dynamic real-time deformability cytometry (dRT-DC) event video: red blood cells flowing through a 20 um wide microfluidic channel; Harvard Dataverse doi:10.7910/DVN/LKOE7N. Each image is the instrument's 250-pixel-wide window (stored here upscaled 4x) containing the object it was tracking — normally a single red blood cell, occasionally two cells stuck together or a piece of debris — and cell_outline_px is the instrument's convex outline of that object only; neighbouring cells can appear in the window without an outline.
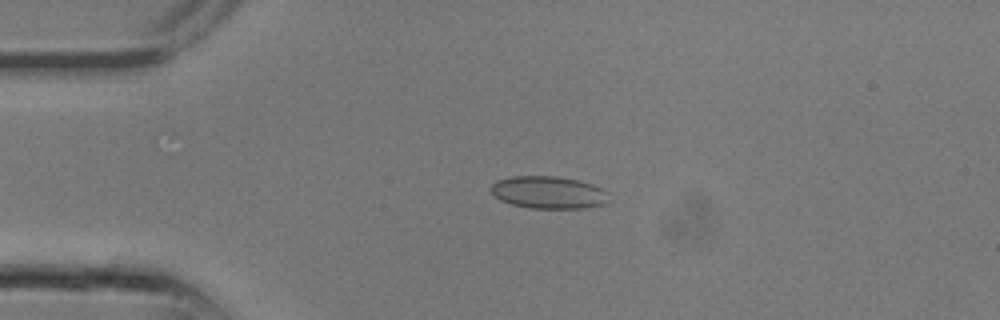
{"species": "common noctule bat (a hibernating species)", "species_latin": "Nyctalus noctula", "temperature_condition": "room temperature", "stored_images_in_passage": 11, "camera_frame_rate_fps": 3000, "um_per_image_px": 0.085, "animal": {"sex": "male", "body_mass_g": 13.3}, "frame": {"image": 1, "passage_image": 1, "time_ms": 0.0, "image_size_px": [1000, 320], "cell_outline_px": [[612, 200], [608, 204], [584, 208], [528, 208], [512, 204], [500, 200], [492, 192], [492, 184], [500, 180], [512, 176], [556, 176], [580, 180], [604, 188], [608, 192]], "centroid_in_image_um": [46.74, 16.36], "position_along_channel_um": 38.3, "area_um2": 22.54}}
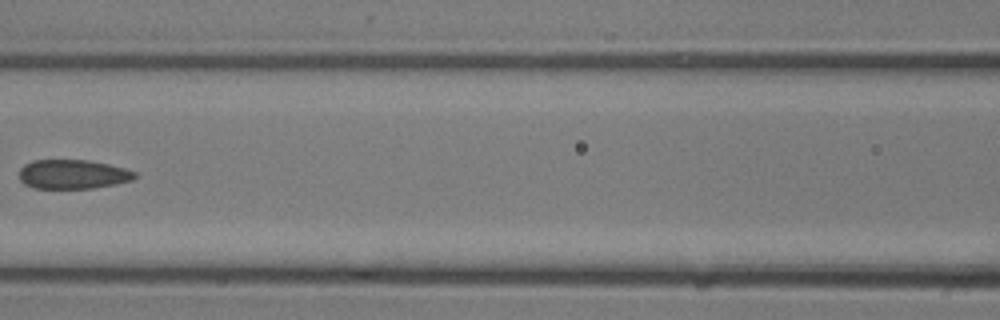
{"frame": {"image": 2, "passage_image": 7, "time_ms": 2.0, "image_size_px": [1000, 320], "cell_outline_px": [[136, 176], [132, 180], [116, 184], [92, 188], [36, 188], [24, 184], [20, 180], [20, 168], [24, 164], [32, 160], [88, 160], [108, 164], [124, 168], [136, 172]], "centroid_in_image_um": [6.18, 14.81], "position_along_channel_um": 160.4, "area_um2": 19.65}}
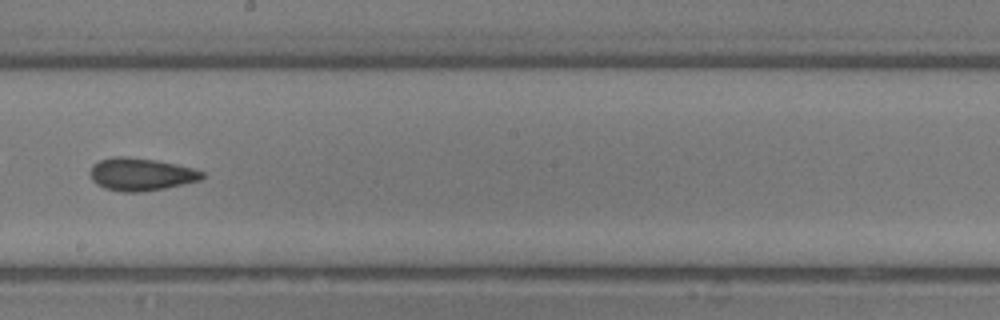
{"frame": {"image": 3, "passage_image": 10, "time_ms": 3.0, "image_size_px": [1000, 320], "cell_outline_px": [[204, 176], [200, 180], [164, 188], [140, 192], [120, 192], [104, 188], [96, 184], [92, 180], [88, 172], [92, 164], [100, 160], [116, 156], [120, 156], [156, 160], [176, 164], [192, 168], [204, 172]], "centroid_in_image_um": [11.93, 14.82], "position_along_channel_um": 236.3, "area_um2": 21.33}}